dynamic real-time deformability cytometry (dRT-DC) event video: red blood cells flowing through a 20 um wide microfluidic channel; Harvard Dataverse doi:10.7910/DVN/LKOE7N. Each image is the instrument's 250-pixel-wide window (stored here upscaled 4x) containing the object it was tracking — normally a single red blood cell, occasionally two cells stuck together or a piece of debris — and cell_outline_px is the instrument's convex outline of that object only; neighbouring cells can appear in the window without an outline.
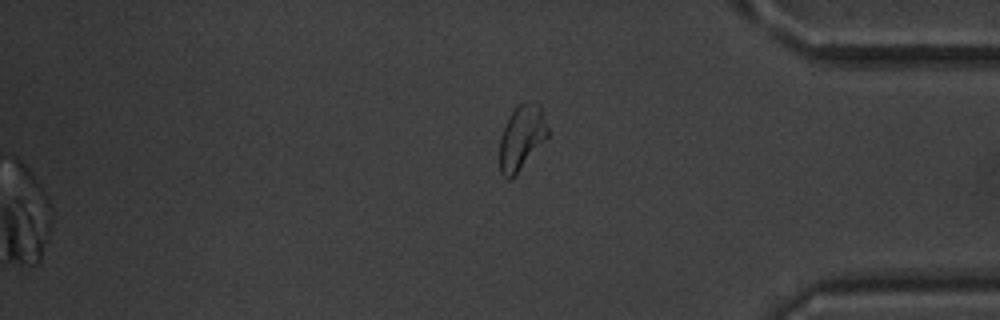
{"species": "common noctule bat (a hibernating species)", "species_latin": "Nyctalus noctula", "temperature_condition": "warm", "stored_images_in_passage": 43, "camera_frame_rate_fps": 3000, "um_per_image_px": 0.085, "animal": {"sex": "male", "body_mass_g": 20.1, "forearm_length_mm": 53.5}, "frame": {"image": 1, "passage_image": 43, "time_ms": 14.0, "image_size_px": [1000, 320], "cell_outline_px": [[548, 136], [516, 176], [512, 180], [508, 180], [500, 172], [500, 140], [508, 116], [524, 100], [536, 100], [540, 104], [548, 128]], "centroid_in_image_um": [44.35, 11.68], "position_along_channel_um": 390.8, "area_um2": 18.38}}